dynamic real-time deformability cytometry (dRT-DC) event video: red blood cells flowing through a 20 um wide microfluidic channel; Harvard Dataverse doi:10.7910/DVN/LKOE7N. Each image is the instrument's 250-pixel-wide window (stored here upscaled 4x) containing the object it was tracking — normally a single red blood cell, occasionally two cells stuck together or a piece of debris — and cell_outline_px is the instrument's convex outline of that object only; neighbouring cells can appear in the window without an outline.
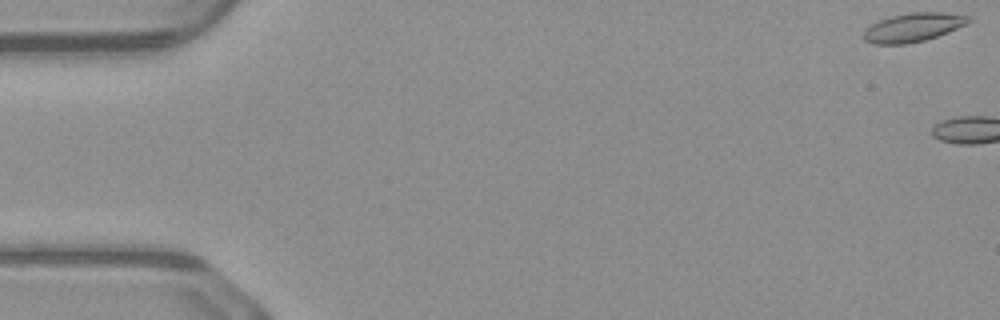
{"species": "common noctule bat (a hibernating species)", "species_latin": "Nyctalus noctula", "temperature_condition": "warm", "stored_images_in_passage": 4, "camera_frame_rate_fps": 3000, "um_per_image_px": 0.085, "animal": {"sex": "male", "body_mass_g": 23.1, "forearm_length_mm": 52.7}, "frame": {"image": 1, "passage_image": 1, "time_ms": 0.0, "image_size_px": [1000, 320], "cell_outline_px": [[972, 20], [968, 24], [948, 32], [924, 40], [904, 44], [876, 44], [864, 40], [864, 28], [880, 20], [892, 16], [912, 12], [944, 12], [972, 16]], "centroid_in_image_um": [77.66, 2.31], "position_along_channel_um": 7.3, "area_um2": 17.57}}